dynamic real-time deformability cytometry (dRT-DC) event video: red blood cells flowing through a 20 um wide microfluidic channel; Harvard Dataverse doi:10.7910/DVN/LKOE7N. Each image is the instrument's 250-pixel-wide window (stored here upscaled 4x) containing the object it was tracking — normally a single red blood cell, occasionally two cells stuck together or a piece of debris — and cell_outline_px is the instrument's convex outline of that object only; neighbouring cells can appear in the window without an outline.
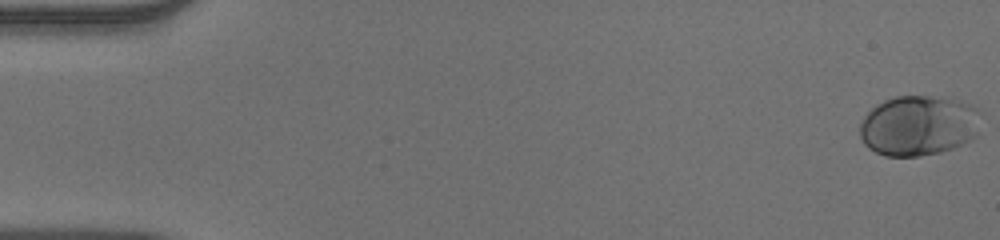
{"species": "human", "species_latin": "Homo sapiens", "temperature_condition": "warm", "stored_images_in_passage": 53, "camera_frame_rate_fps": 3000, "um_per_image_px": 0.085, "donor": {"sex": "male"}, "frame": {"image": 1, "passage_image": 1, "time_ms": 0.0, "image_size_px": [1000, 240], "cell_outline_px": [[976, 136], [952, 148], [940, 152], [920, 156], [884, 156], [868, 148], [864, 144], [860, 136], [860, 124], [864, 116], [876, 104], [884, 100], [896, 96], [928, 96], [952, 100], [968, 104], [976, 108]], "centroid_in_image_um": [77.98, 10.69], "position_along_channel_um": 7.0, "area_um2": 41.79}}
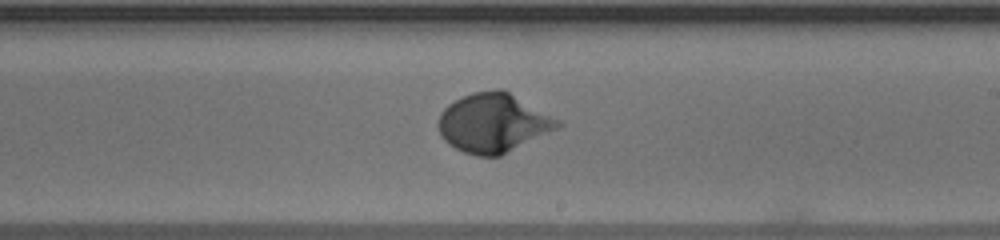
{"frame": {"image": 2, "passage_image": 32, "time_ms": 10.333, "image_size_px": [1000, 240], "cell_outline_px": [[564, 124], [500, 156], [476, 156], [464, 152], [448, 144], [440, 136], [436, 124], [440, 112], [448, 104], [472, 92], [496, 88], [500, 88], [508, 92], [560, 120]], "centroid_in_image_um": [41.86, 10.45], "position_along_channel_um": 247.1, "area_um2": 40.75}}
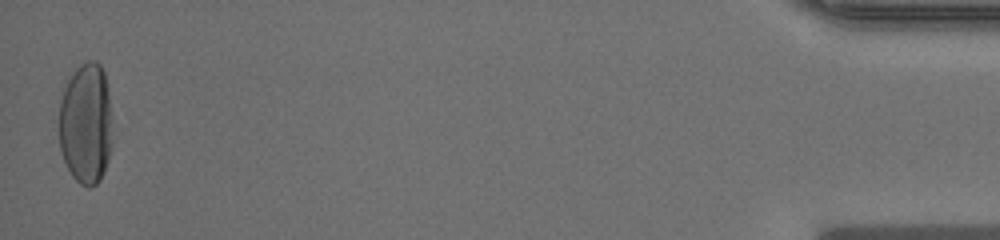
{"frame": {"image": 3, "passage_image": 53, "time_ms": 17.333, "image_size_px": [1000, 240], "cell_outline_px": [[112, 148], [104, 172], [100, 180], [96, 184], [88, 188], [80, 184], [72, 176], [64, 160], [60, 148], [60, 88], [72, 72], [80, 64], [88, 60], [96, 60], [100, 64], [104, 72], [108, 84], [112, 116]], "centroid_in_image_um": [7.32, 10.46], "position_along_channel_um": 427.9, "area_um2": 38.84}, "authors_computed_cell_mechanics": {"area_um2": 37.8012, "velocity_mm_per_s": 3.883, "shape_relaxation_time_tau1_ms": 4.9452, "shape_relaxation_time_tau2_ms": null, "deformation_change_tau1": 0.2483, "deformation_change_tau2": null}}